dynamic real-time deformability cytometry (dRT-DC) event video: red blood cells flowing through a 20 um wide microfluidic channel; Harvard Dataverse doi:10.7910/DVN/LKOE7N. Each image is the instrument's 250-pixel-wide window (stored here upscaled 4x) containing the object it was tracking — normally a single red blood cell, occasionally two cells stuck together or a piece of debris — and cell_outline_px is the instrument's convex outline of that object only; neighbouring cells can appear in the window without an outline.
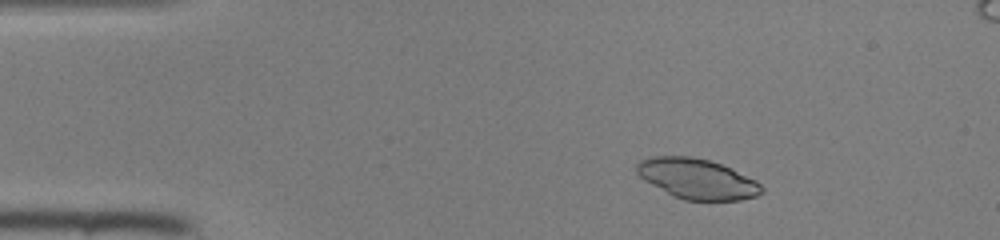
{"species": "common noctule bat (a hibernating species)", "species_latin": "Nyctalus noctula", "temperature_condition": "room temperature", "stored_images_in_passage": 45, "camera_frame_rate_fps": 3000, "um_per_image_px": 0.085, "animal": {"sex": "female", "body_mass_g": 22.0, "forearm_length_mm": 56.7}, "frame": {"image": 1, "passage_image": 5, "time_ms": 1.333, "image_size_px": [1000, 240], "cell_outline_px": [[764, 192], [756, 196], [740, 200], [684, 200], [672, 196], [644, 180], [636, 172], [636, 164], [640, 160], [648, 156], [692, 156], [708, 160], [720, 164], [756, 180], [764, 188]], "centroid_in_image_um": [59.23, 15.2], "position_along_channel_um": 25.8, "area_um2": 29.3}}